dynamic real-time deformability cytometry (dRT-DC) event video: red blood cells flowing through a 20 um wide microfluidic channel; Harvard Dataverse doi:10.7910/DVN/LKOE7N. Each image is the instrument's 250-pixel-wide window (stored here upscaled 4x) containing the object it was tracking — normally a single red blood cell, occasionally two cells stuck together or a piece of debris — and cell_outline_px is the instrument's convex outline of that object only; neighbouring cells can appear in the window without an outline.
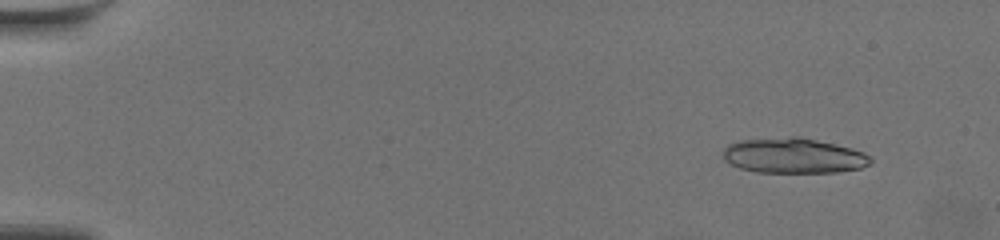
{"species": "common noctule bat (a hibernating species)", "species_latin": "Nyctalus noctula", "temperature_condition": "warm", "stored_images_in_passage": 60, "segment_of_instrument_passage": [1, 2], "camera_frame_rate_fps": 3000, "um_per_image_px": 0.085, "animal": {"sex": "female", "body_mass_g": 19.5, "forearm_length_mm": 54.1}, "frame": {"image": 1, "passage_image": 5, "time_ms": 1.333, "image_size_px": [1000, 240], "cell_outline_px": [[872, 164], [860, 168], [836, 172], [756, 172], [740, 168], [724, 160], [720, 152], [728, 144], [740, 140], [792, 136], [796, 136], [816, 140], [852, 148], [864, 152], [872, 160]], "centroid_in_image_um": [67.42, 13.23], "position_along_channel_um": 17.6, "area_um2": 30.35}}